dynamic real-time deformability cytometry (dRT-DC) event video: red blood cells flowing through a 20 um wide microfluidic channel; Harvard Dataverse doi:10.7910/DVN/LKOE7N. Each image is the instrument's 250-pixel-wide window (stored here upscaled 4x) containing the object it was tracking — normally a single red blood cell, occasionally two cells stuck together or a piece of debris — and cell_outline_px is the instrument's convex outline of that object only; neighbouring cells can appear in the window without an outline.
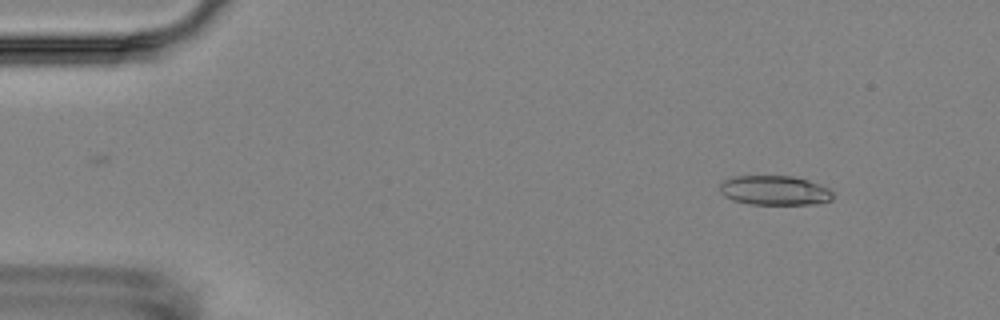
{"species": "Egyptian fruit bat (a non-hibernating species)", "species_latin": "Rousettus aegyptiacus", "temperature_condition": "room temperature", "stored_images_in_passage": 5, "camera_frame_rate_fps": 3000, "um_per_image_px": 0.085, "animal": {"sex": "female"}, "frame": {"image": 1, "passage_image": 5, "time_ms": 7.667, "image_size_px": [1000, 320], "cell_outline_px": [[832, 200], [816, 204], [748, 204], [732, 200], [724, 196], [720, 192], [720, 184], [724, 180], [732, 176], [792, 176], [808, 180], [820, 184], [828, 188], [832, 192]], "centroid_in_image_um": [65.82, 16.18], "position_along_channel_um": 19.2, "area_um2": 19.54}}